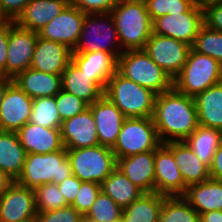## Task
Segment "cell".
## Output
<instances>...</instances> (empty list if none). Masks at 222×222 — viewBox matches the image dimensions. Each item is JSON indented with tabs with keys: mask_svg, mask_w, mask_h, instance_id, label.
Wrapping results in <instances>:
<instances>
[{
	"mask_svg": "<svg viewBox=\"0 0 222 222\" xmlns=\"http://www.w3.org/2000/svg\"><path fill=\"white\" fill-rule=\"evenodd\" d=\"M37 212H47L69 205L58 185L47 183L34 189Z\"/></svg>",
	"mask_w": 222,
	"mask_h": 222,
	"instance_id": "cell-37",
	"label": "cell"
},
{
	"mask_svg": "<svg viewBox=\"0 0 222 222\" xmlns=\"http://www.w3.org/2000/svg\"><path fill=\"white\" fill-rule=\"evenodd\" d=\"M66 151L72 172L81 181L101 184L117 166L112 148L100 144Z\"/></svg>",
	"mask_w": 222,
	"mask_h": 222,
	"instance_id": "cell-8",
	"label": "cell"
},
{
	"mask_svg": "<svg viewBox=\"0 0 222 222\" xmlns=\"http://www.w3.org/2000/svg\"><path fill=\"white\" fill-rule=\"evenodd\" d=\"M144 50L173 80L186 63L191 46L180 40L152 32Z\"/></svg>",
	"mask_w": 222,
	"mask_h": 222,
	"instance_id": "cell-12",
	"label": "cell"
},
{
	"mask_svg": "<svg viewBox=\"0 0 222 222\" xmlns=\"http://www.w3.org/2000/svg\"><path fill=\"white\" fill-rule=\"evenodd\" d=\"M13 80L7 77L0 76V105L3 100L4 94L6 92V87L12 82Z\"/></svg>",
	"mask_w": 222,
	"mask_h": 222,
	"instance_id": "cell-50",
	"label": "cell"
},
{
	"mask_svg": "<svg viewBox=\"0 0 222 222\" xmlns=\"http://www.w3.org/2000/svg\"><path fill=\"white\" fill-rule=\"evenodd\" d=\"M101 192V184L95 182L82 181L78 194L71 204L80 214L85 216L97 196Z\"/></svg>",
	"mask_w": 222,
	"mask_h": 222,
	"instance_id": "cell-40",
	"label": "cell"
},
{
	"mask_svg": "<svg viewBox=\"0 0 222 222\" xmlns=\"http://www.w3.org/2000/svg\"><path fill=\"white\" fill-rule=\"evenodd\" d=\"M161 141L153 117L126 118L112 148L116 158L155 150Z\"/></svg>",
	"mask_w": 222,
	"mask_h": 222,
	"instance_id": "cell-9",
	"label": "cell"
},
{
	"mask_svg": "<svg viewBox=\"0 0 222 222\" xmlns=\"http://www.w3.org/2000/svg\"><path fill=\"white\" fill-rule=\"evenodd\" d=\"M194 100L199 125L222 131V82L210 86Z\"/></svg>",
	"mask_w": 222,
	"mask_h": 222,
	"instance_id": "cell-27",
	"label": "cell"
},
{
	"mask_svg": "<svg viewBox=\"0 0 222 222\" xmlns=\"http://www.w3.org/2000/svg\"><path fill=\"white\" fill-rule=\"evenodd\" d=\"M101 191L111 197L122 209L131 205L144 194L117 167L101 183Z\"/></svg>",
	"mask_w": 222,
	"mask_h": 222,
	"instance_id": "cell-30",
	"label": "cell"
},
{
	"mask_svg": "<svg viewBox=\"0 0 222 222\" xmlns=\"http://www.w3.org/2000/svg\"><path fill=\"white\" fill-rule=\"evenodd\" d=\"M5 21V19L0 14V25Z\"/></svg>",
	"mask_w": 222,
	"mask_h": 222,
	"instance_id": "cell-53",
	"label": "cell"
},
{
	"mask_svg": "<svg viewBox=\"0 0 222 222\" xmlns=\"http://www.w3.org/2000/svg\"><path fill=\"white\" fill-rule=\"evenodd\" d=\"M37 214L34 189L14 181L0 197V222H20Z\"/></svg>",
	"mask_w": 222,
	"mask_h": 222,
	"instance_id": "cell-16",
	"label": "cell"
},
{
	"mask_svg": "<svg viewBox=\"0 0 222 222\" xmlns=\"http://www.w3.org/2000/svg\"><path fill=\"white\" fill-rule=\"evenodd\" d=\"M32 105L33 99L12 81L0 105V130L17 133L29 122Z\"/></svg>",
	"mask_w": 222,
	"mask_h": 222,
	"instance_id": "cell-15",
	"label": "cell"
},
{
	"mask_svg": "<svg viewBox=\"0 0 222 222\" xmlns=\"http://www.w3.org/2000/svg\"><path fill=\"white\" fill-rule=\"evenodd\" d=\"M204 24V9L197 2L186 13L158 17L152 22V27L155 34L171 37L192 46Z\"/></svg>",
	"mask_w": 222,
	"mask_h": 222,
	"instance_id": "cell-10",
	"label": "cell"
},
{
	"mask_svg": "<svg viewBox=\"0 0 222 222\" xmlns=\"http://www.w3.org/2000/svg\"><path fill=\"white\" fill-rule=\"evenodd\" d=\"M117 168L144 193L155 192L154 150L116 158Z\"/></svg>",
	"mask_w": 222,
	"mask_h": 222,
	"instance_id": "cell-20",
	"label": "cell"
},
{
	"mask_svg": "<svg viewBox=\"0 0 222 222\" xmlns=\"http://www.w3.org/2000/svg\"><path fill=\"white\" fill-rule=\"evenodd\" d=\"M60 132L66 149L99 145L96 122L90 108L83 113L62 121Z\"/></svg>",
	"mask_w": 222,
	"mask_h": 222,
	"instance_id": "cell-18",
	"label": "cell"
},
{
	"mask_svg": "<svg viewBox=\"0 0 222 222\" xmlns=\"http://www.w3.org/2000/svg\"><path fill=\"white\" fill-rule=\"evenodd\" d=\"M117 71L156 95L173 88V80L146 53L144 49L125 50L118 57Z\"/></svg>",
	"mask_w": 222,
	"mask_h": 222,
	"instance_id": "cell-5",
	"label": "cell"
},
{
	"mask_svg": "<svg viewBox=\"0 0 222 222\" xmlns=\"http://www.w3.org/2000/svg\"><path fill=\"white\" fill-rule=\"evenodd\" d=\"M20 222H40V221H39L38 216L35 215V216H33V217L29 218V219H26V220H23V221H20Z\"/></svg>",
	"mask_w": 222,
	"mask_h": 222,
	"instance_id": "cell-52",
	"label": "cell"
},
{
	"mask_svg": "<svg viewBox=\"0 0 222 222\" xmlns=\"http://www.w3.org/2000/svg\"><path fill=\"white\" fill-rule=\"evenodd\" d=\"M38 37V32L22 28L14 21H10L6 60L7 78L14 79L19 73L30 68Z\"/></svg>",
	"mask_w": 222,
	"mask_h": 222,
	"instance_id": "cell-13",
	"label": "cell"
},
{
	"mask_svg": "<svg viewBox=\"0 0 222 222\" xmlns=\"http://www.w3.org/2000/svg\"><path fill=\"white\" fill-rule=\"evenodd\" d=\"M159 222H200V215L183 196L165 197Z\"/></svg>",
	"mask_w": 222,
	"mask_h": 222,
	"instance_id": "cell-33",
	"label": "cell"
},
{
	"mask_svg": "<svg viewBox=\"0 0 222 222\" xmlns=\"http://www.w3.org/2000/svg\"><path fill=\"white\" fill-rule=\"evenodd\" d=\"M73 175L67 151L62 150L46 154H27L23 171L16 182L24 187L35 189L47 183L60 184Z\"/></svg>",
	"mask_w": 222,
	"mask_h": 222,
	"instance_id": "cell-4",
	"label": "cell"
},
{
	"mask_svg": "<svg viewBox=\"0 0 222 222\" xmlns=\"http://www.w3.org/2000/svg\"><path fill=\"white\" fill-rule=\"evenodd\" d=\"M15 84L32 99L55 96L61 89V75L48 74L33 68L19 73Z\"/></svg>",
	"mask_w": 222,
	"mask_h": 222,
	"instance_id": "cell-24",
	"label": "cell"
},
{
	"mask_svg": "<svg viewBox=\"0 0 222 222\" xmlns=\"http://www.w3.org/2000/svg\"><path fill=\"white\" fill-rule=\"evenodd\" d=\"M72 62L95 81L106 87L109 78L117 71L118 59L111 53L95 51L72 53Z\"/></svg>",
	"mask_w": 222,
	"mask_h": 222,
	"instance_id": "cell-25",
	"label": "cell"
},
{
	"mask_svg": "<svg viewBox=\"0 0 222 222\" xmlns=\"http://www.w3.org/2000/svg\"><path fill=\"white\" fill-rule=\"evenodd\" d=\"M29 122L47 128H60L62 120L57 110L55 96L33 99Z\"/></svg>",
	"mask_w": 222,
	"mask_h": 222,
	"instance_id": "cell-34",
	"label": "cell"
},
{
	"mask_svg": "<svg viewBox=\"0 0 222 222\" xmlns=\"http://www.w3.org/2000/svg\"><path fill=\"white\" fill-rule=\"evenodd\" d=\"M166 196L144 193L122 212V222H159V215Z\"/></svg>",
	"mask_w": 222,
	"mask_h": 222,
	"instance_id": "cell-32",
	"label": "cell"
},
{
	"mask_svg": "<svg viewBox=\"0 0 222 222\" xmlns=\"http://www.w3.org/2000/svg\"><path fill=\"white\" fill-rule=\"evenodd\" d=\"M155 192L166 196H184L185 184L173 155V141L161 143L154 150Z\"/></svg>",
	"mask_w": 222,
	"mask_h": 222,
	"instance_id": "cell-11",
	"label": "cell"
},
{
	"mask_svg": "<svg viewBox=\"0 0 222 222\" xmlns=\"http://www.w3.org/2000/svg\"><path fill=\"white\" fill-rule=\"evenodd\" d=\"M104 51L117 59L124 52L121 48L114 19L110 13H87L78 44L73 53Z\"/></svg>",
	"mask_w": 222,
	"mask_h": 222,
	"instance_id": "cell-7",
	"label": "cell"
},
{
	"mask_svg": "<svg viewBox=\"0 0 222 222\" xmlns=\"http://www.w3.org/2000/svg\"><path fill=\"white\" fill-rule=\"evenodd\" d=\"M153 120L161 143L184 141L199 126L194 98L174 88L156 95Z\"/></svg>",
	"mask_w": 222,
	"mask_h": 222,
	"instance_id": "cell-1",
	"label": "cell"
},
{
	"mask_svg": "<svg viewBox=\"0 0 222 222\" xmlns=\"http://www.w3.org/2000/svg\"><path fill=\"white\" fill-rule=\"evenodd\" d=\"M61 85L63 90L77 96L88 105L104 96L105 87L95 81V76L83 73L72 61L62 72Z\"/></svg>",
	"mask_w": 222,
	"mask_h": 222,
	"instance_id": "cell-22",
	"label": "cell"
},
{
	"mask_svg": "<svg viewBox=\"0 0 222 222\" xmlns=\"http://www.w3.org/2000/svg\"><path fill=\"white\" fill-rule=\"evenodd\" d=\"M84 13H110L119 0H69Z\"/></svg>",
	"mask_w": 222,
	"mask_h": 222,
	"instance_id": "cell-42",
	"label": "cell"
},
{
	"mask_svg": "<svg viewBox=\"0 0 222 222\" xmlns=\"http://www.w3.org/2000/svg\"><path fill=\"white\" fill-rule=\"evenodd\" d=\"M31 0H0V14L5 21H15Z\"/></svg>",
	"mask_w": 222,
	"mask_h": 222,
	"instance_id": "cell-44",
	"label": "cell"
},
{
	"mask_svg": "<svg viewBox=\"0 0 222 222\" xmlns=\"http://www.w3.org/2000/svg\"><path fill=\"white\" fill-rule=\"evenodd\" d=\"M196 3L195 0H145L146 8L152 22L166 14L186 13Z\"/></svg>",
	"mask_w": 222,
	"mask_h": 222,
	"instance_id": "cell-38",
	"label": "cell"
},
{
	"mask_svg": "<svg viewBox=\"0 0 222 222\" xmlns=\"http://www.w3.org/2000/svg\"><path fill=\"white\" fill-rule=\"evenodd\" d=\"M183 197L199 215L222 210V180L209 178L206 181L189 185Z\"/></svg>",
	"mask_w": 222,
	"mask_h": 222,
	"instance_id": "cell-26",
	"label": "cell"
},
{
	"mask_svg": "<svg viewBox=\"0 0 222 222\" xmlns=\"http://www.w3.org/2000/svg\"><path fill=\"white\" fill-rule=\"evenodd\" d=\"M204 23L211 29L222 32V2L203 6Z\"/></svg>",
	"mask_w": 222,
	"mask_h": 222,
	"instance_id": "cell-43",
	"label": "cell"
},
{
	"mask_svg": "<svg viewBox=\"0 0 222 222\" xmlns=\"http://www.w3.org/2000/svg\"><path fill=\"white\" fill-rule=\"evenodd\" d=\"M85 14L69 3L58 16L38 32L39 37L62 43L73 51L80 38Z\"/></svg>",
	"mask_w": 222,
	"mask_h": 222,
	"instance_id": "cell-14",
	"label": "cell"
},
{
	"mask_svg": "<svg viewBox=\"0 0 222 222\" xmlns=\"http://www.w3.org/2000/svg\"><path fill=\"white\" fill-rule=\"evenodd\" d=\"M215 2H222V0H199L198 3L203 7L204 5H208Z\"/></svg>",
	"mask_w": 222,
	"mask_h": 222,
	"instance_id": "cell-51",
	"label": "cell"
},
{
	"mask_svg": "<svg viewBox=\"0 0 222 222\" xmlns=\"http://www.w3.org/2000/svg\"><path fill=\"white\" fill-rule=\"evenodd\" d=\"M15 180L10 177L6 172L0 170V197L4 192L13 184Z\"/></svg>",
	"mask_w": 222,
	"mask_h": 222,
	"instance_id": "cell-49",
	"label": "cell"
},
{
	"mask_svg": "<svg viewBox=\"0 0 222 222\" xmlns=\"http://www.w3.org/2000/svg\"><path fill=\"white\" fill-rule=\"evenodd\" d=\"M104 95L126 118L153 117L156 94L126 79L118 71L109 78Z\"/></svg>",
	"mask_w": 222,
	"mask_h": 222,
	"instance_id": "cell-3",
	"label": "cell"
},
{
	"mask_svg": "<svg viewBox=\"0 0 222 222\" xmlns=\"http://www.w3.org/2000/svg\"><path fill=\"white\" fill-rule=\"evenodd\" d=\"M173 155L187 186L210 178L209 167L199 160L184 141H173Z\"/></svg>",
	"mask_w": 222,
	"mask_h": 222,
	"instance_id": "cell-28",
	"label": "cell"
},
{
	"mask_svg": "<svg viewBox=\"0 0 222 222\" xmlns=\"http://www.w3.org/2000/svg\"><path fill=\"white\" fill-rule=\"evenodd\" d=\"M200 222H222V210H215L200 214Z\"/></svg>",
	"mask_w": 222,
	"mask_h": 222,
	"instance_id": "cell-48",
	"label": "cell"
},
{
	"mask_svg": "<svg viewBox=\"0 0 222 222\" xmlns=\"http://www.w3.org/2000/svg\"><path fill=\"white\" fill-rule=\"evenodd\" d=\"M26 155L16 132L0 130V170L16 181L23 171Z\"/></svg>",
	"mask_w": 222,
	"mask_h": 222,
	"instance_id": "cell-29",
	"label": "cell"
},
{
	"mask_svg": "<svg viewBox=\"0 0 222 222\" xmlns=\"http://www.w3.org/2000/svg\"><path fill=\"white\" fill-rule=\"evenodd\" d=\"M17 135L27 154H46L64 148L60 128H47L27 122Z\"/></svg>",
	"mask_w": 222,
	"mask_h": 222,
	"instance_id": "cell-21",
	"label": "cell"
},
{
	"mask_svg": "<svg viewBox=\"0 0 222 222\" xmlns=\"http://www.w3.org/2000/svg\"><path fill=\"white\" fill-rule=\"evenodd\" d=\"M96 122L98 142L113 148L121 131L125 115L105 95L89 105Z\"/></svg>",
	"mask_w": 222,
	"mask_h": 222,
	"instance_id": "cell-17",
	"label": "cell"
},
{
	"mask_svg": "<svg viewBox=\"0 0 222 222\" xmlns=\"http://www.w3.org/2000/svg\"><path fill=\"white\" fill-rule=\"evenodd\" d=\"M73 51L66 45L38 37L30 68L48 73L62 75L72 61Z\"/></svg>",
	"mask_w": 222,
	"mask_h": 222,
	"instance_id": "cell-19",
	"label": "cell"
},
{
	"mask_svg": "<svg viewBox=\"0 0 222 222\" xmlns=\"http://www.w3.org/2000/svg\"><path fill=\"white\" fill-rule=\"evenodd\" d=\"M10 32V21H4L0 25V76L6 77V60L8 40Z\"/></svg>",
	"mask_w": 222,
	"mask_h": 222,
	"instance_id": "cell-46",
	"label": "cell"
},
{
	"mask_svg": "<svg viewBox=\"0 0 222 222\" xmlns=\"http://www.w3.org/2000/svg\"><path fill=\"white\" fill-rule=\"evenodd\" d=\"M220 82L222 65L214 58L191 48L186 63L173 79V88L179 93L195 98L210 86Z\"/></svg>",
	"mask_w": 222,
	"mask_h": 222,
	"instance_id": "cell-6",
	"label": "cell"
},
{
	"mask_svg": "<svg viewBox=\"0 0 222 222\" xmlns=\"http://www.w3.org/2000/svg\"><path fill=\"white\" fill-rule=\"evenodd\" d=\"M55 102L62 121L83 113L89 108L85 101L63 89L55 95Z\"/></svg>",
	"mask_w": 222,
	"mask_h": 222,
	"instance_id": "cell-39",
	"label": "cell"
},
{
	"mask_svg": "<svg viewBox=\"0 0 222 222\" xmlns=\"http://www.w3.org/2000/svg\"><path fill=\"white\" fill-rule=\"evenodd\" d=\"M69 3V0H31L14 22L22 28L39 32Z\"/></svg>",
	"mask_w": 222,
	"mask_h": 222,
	"instance_id": "cell-23",
	"label": "cell"
},
{
	"mask_svg": "<svg viewBox=\"0 0 222 222\" xmlns=\"http://www.w3.org/2000/svg\"><path fill=\"white\" fill-rule=\"evenodd\" d=\"M123 51L144 49L153 27L145 1L119 0L110 11Z\"/></svg>",
	"mask_w": 222,
	"mask_h": 222,
	"instance_id": "cell-2",
	"label": "cell"
},
{
	"mask_svg": "<svg viewBox=\"0 0 222 222\" xmlns=\"http://www.w3.org/2000/svg\"><path fill=\"white\" fill-rule=\"evenodd\" d=\"M82 222H92V221H90V220H88V219H86V218L84 217L83 220H82Z\"/></svg>",
	"mask_w": 222,
	"mask_h": 222,
	"instance_id": "cell-54",
	"label": "cell"
},
{
	"mask_svg": "<svg viewBox=\"0 0 222 222\" xmlns=\"http://www.w3.org/2000/svg\"><path fill=\"white\" fill-rule=\"evenodd\" d=\"M122 212L123 209L101 191L84 217L92 222H119L122 219Z\"/></svg>",
	"mask_w": 222,
	"mask_h": 222,
	"instance_id": "cell-35",
	"label": "cell"
},
{
	"mask_svg": "<svg viewBox=\"0 0 222 222\" xmlns=\"http://www.w3.org/2000/svg\"><path fill=\"white\" fill-rule=\"evenodd\" d=\"M210 178L222 180V142L213 155L212 164L209 167Z\"/></svg>",
	"mask_w": 222,
	"mask_h": 222,
	"instance_id": "cell-47",
	"label": "cell"
},
{
	"mask_svg": "<svg viewBox=\"0 0 222 222\" xmlns=\"http://www.w3.org/2000/svg\"><path fill=\"white\" fill-rule=\"evenodd\" d=\"M191 48L200 54L214 58L222 65V32L213 30L204 24Z\"/></svg>",
	"mask_w": 222,
	"mask_h": 222,
	"instance_id": "cell-36",
	"label": "cell"
},
{
	"mask_svg": "<svg viewBox=\"0 0 222 222\" xmlns=\"http://www.w3.org/2000/svg\"><path fill=\"white\" fill-rule=\"evenodd\" d=\"M40 222H82L84 216L72 205L47 212H38Z\"/></svg>",
	"mask_w": 222,
	"mask_h": 222,
	"instance_id": "cell-41",
	"label": "cell"
},
{
	"mask_svg": "<svg viewBox=\"0 0 222 222\" xmlns=\"http://www.w3.org/2000/svg\"><path fill=\"white\" fill-rule=\"evenodd\" d=\"M184 142L192 149L202 163L210 167L213 155L222 142V131L199 125Z\"/></svg>",
	"mask_w": 222,
	"mask_h": 222,
	"instance_id": "cell-31",
	"label": "cell"
},
{
	"mask_svg": "<svg viewBox=\"0 0 222 222\" xmlns=\"http://www.w3.org/2000/svg\"><path fill=\"white\" fill-rule=\"evenodd\" d=\"M81 183L82 181L73 174L62 181L60 184H57L59 191H61L69 205L74 202L81 187Z\"/></svg>",
	"mask_w": 222,
	"mask_h": 222,
	"instance_id": "cell-45",
	"label": "cell"
}]
</instances>
